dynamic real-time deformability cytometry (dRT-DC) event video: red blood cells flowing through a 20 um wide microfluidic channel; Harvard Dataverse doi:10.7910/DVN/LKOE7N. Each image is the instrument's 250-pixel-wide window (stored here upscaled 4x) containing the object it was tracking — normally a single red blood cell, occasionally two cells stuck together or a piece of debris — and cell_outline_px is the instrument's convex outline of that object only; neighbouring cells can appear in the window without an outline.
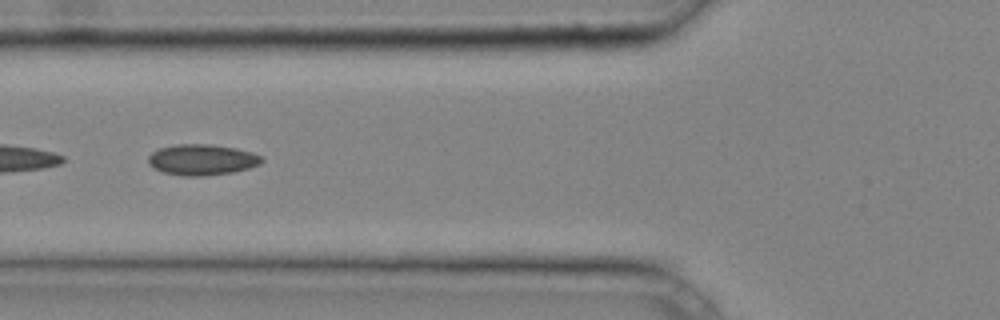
{"species": "common noctule bat (a hibernating species)", "species_latin": "Nyctalus noctula", "temperature_condition": "cold", "stored_images_in_passage": 24, "camera_frame_rate_fps": 3000, "um_per_image_px": 0.085, "animal": {"sex": "male", "body_mass_g": 20.4}, "frame": {"image": 1, "passage_image": 8, "time_ms": 2.333, "image_size_px": [1000, 320], "cell_outline_px": [[264, 160], [260, 164], [248, 168], [232, 172], [200, 176], [180, 176], [164, 172], [152, 168], [148, 164], [148, 156], [152, 152], [160, 148], [176, 144], [208, 144], [236, 148], [252, 152], [260, 156]], "centroid_in_image_um": [17.14, 13.57], "position_along_channel_um": 108.7, "area_um2": 20.4}}
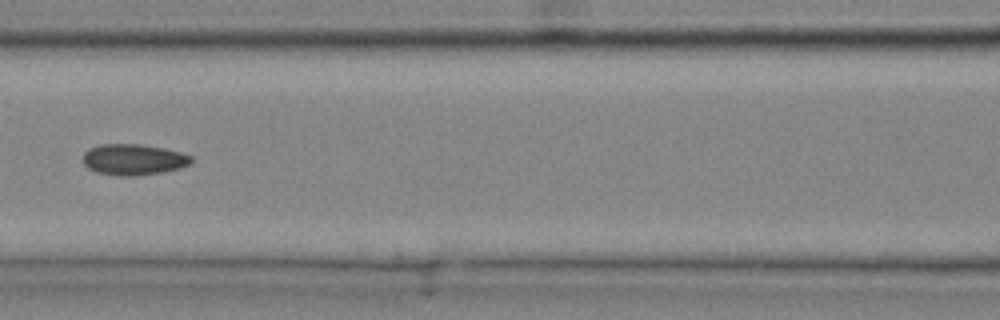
{"frame": {"image": 2, "passage_image": 11, "time_ms": 3.333, "image_size_px": [1000, 320], "cell_outline_px": [[192, 164], [180, 168], [160, 172], [136, 176], [120, 176], [96, 172], [88, 168], [84, 164], [84, 152], [88, 148], [100, 144], [140, 144], [164, 148], [180, 152], [192, 156]], "centroid_in_image_um": [11.35, 13.56], "position_along_channel_um": 155.3, "area_um2": 19.65}}